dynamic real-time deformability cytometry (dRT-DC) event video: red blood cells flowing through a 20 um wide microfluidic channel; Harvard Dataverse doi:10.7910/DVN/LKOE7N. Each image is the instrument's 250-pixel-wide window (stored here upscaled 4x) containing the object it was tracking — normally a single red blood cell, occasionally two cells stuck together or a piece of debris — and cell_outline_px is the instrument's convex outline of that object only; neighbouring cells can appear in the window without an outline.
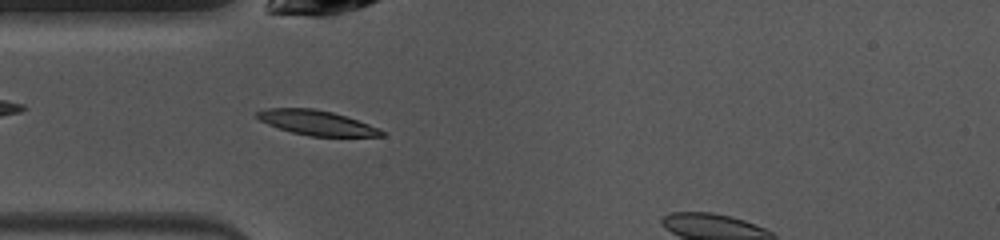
{"species": "common noctule bat (a hibernating species)", "species_latin": "Nyctalus noctula", "temperature_condition": "warm", "stored_images_in_passage": 13, "camera_frame_rate_fps": 3000, "um_per_image_px": 0.085, "animal": {"sex": "female", "body_mass_g": 10.0, "forearm_length_mm": 53.1}, "frame": {"image": 1, "passage_image": 4, "time_ms": 1.0, "image_size_px": [1000, 240], "cell_outline_px": [[384, 136], [312, 136], [292, 132], [268, 124], [260, 120], [256, 116], [256, 112], [268, 108], [312, 108], [332, 112], [380, 128], [384, 132]], "centroid_in_image_um": [26.91, 10.43], "position_along_channel_um": 58.1, "area_um2": 17.63}}